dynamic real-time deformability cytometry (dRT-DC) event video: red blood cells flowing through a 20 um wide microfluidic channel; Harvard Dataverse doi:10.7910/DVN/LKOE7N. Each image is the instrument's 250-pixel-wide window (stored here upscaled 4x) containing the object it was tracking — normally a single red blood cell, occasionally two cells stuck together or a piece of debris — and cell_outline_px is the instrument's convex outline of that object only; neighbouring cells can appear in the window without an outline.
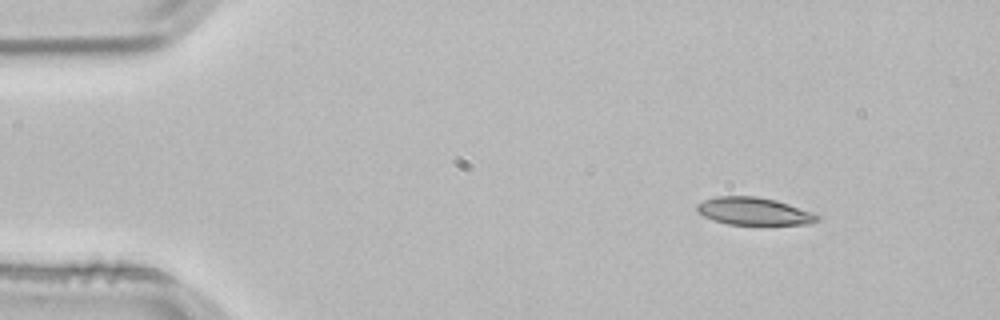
{"species": "common noctule bat (a hibernating species)", "species_latin": "Nyctalus noctula", "temperature_condition": "room temperature", "stored_images_in_passage": 3, "camera_frame_rate_fps": 3000, "um_per_image_px": 0.085, "animal": {"sex": "male", "body_mass_g": 21.5, "forearm_length_mm": 52.0}, "frame": {"image": 1, "passage_image": 1, "time_ms": 0.0, "image_size_px": [1000, 320], "cell_outline_px": [[820, 220], [808, 224], [764, 228], [728, 224], [712, 220], [696, 212], [696, 204], [704, 200], [716, 196], [756, 196], [776, 200], [812, 212], [820, 216]], "centroid_in_image_um": [64.11, 18.02], "position_along_channel_um": 20.9, "area_um2": 20.46}}